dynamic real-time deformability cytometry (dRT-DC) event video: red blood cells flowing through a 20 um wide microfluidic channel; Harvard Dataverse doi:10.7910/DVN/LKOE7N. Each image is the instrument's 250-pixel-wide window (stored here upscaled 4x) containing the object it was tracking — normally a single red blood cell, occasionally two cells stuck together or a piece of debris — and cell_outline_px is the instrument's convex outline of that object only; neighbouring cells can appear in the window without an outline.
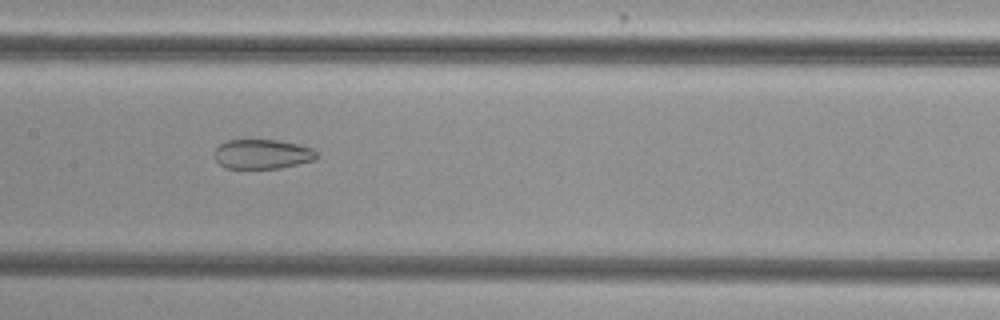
{"species": "common noctule bat (a hibernating species)", "species_latin": "Nyctalus noctula", "temperature_condition": "cold", "stored_images_in_passage": 52, "camera_frame_rate_fps": 3000, "um_per_image_px": 0.085, "animal": {"sex": "female", "body_mass_g": 29.2, "forearm_length_mm": 56.3}, "frame": {"image": 1, "passage_image": 25, "time_ms": 8.0, "image_size_px": [1000, 320], "cell_outline_px": [[320, 156], [316, 160], [280, 168], [224, 168], [216, 160], [216, 148], [220, 144], [228, 140], [280, 140], [312, 148]], "centroid_in_image_um": [22.34, 13.1], "position_along_channel_um": 185.1, "area_um2": 17.57}}
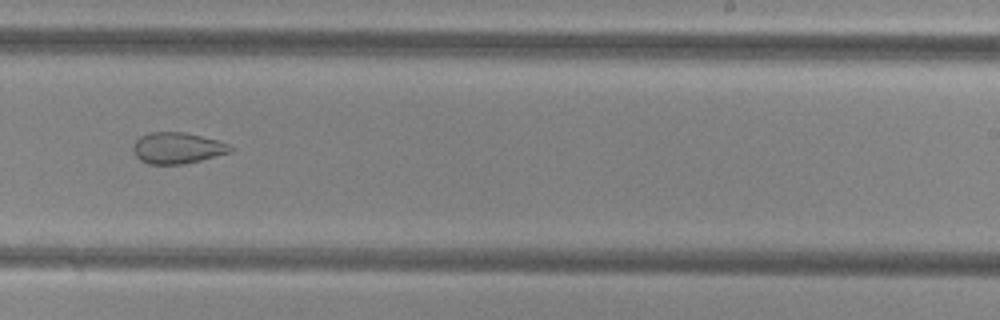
{"frame": {"image": 2, "passage_image": 32, "time_ms": 10.333, "image_size_px": [1000, 320], "cell_outline_px": [[236, 148], [232, 152], [184, 164], [148, 164], [140, 160], [136, 156], [132, 148], [136, 140], [140, 136], [148, 132], [184, 132], [232, 144]], "centroid_in_image_um": [15.1, 12.58], "position_along_channel_um": 273.9, "area_um2": 17.8}}
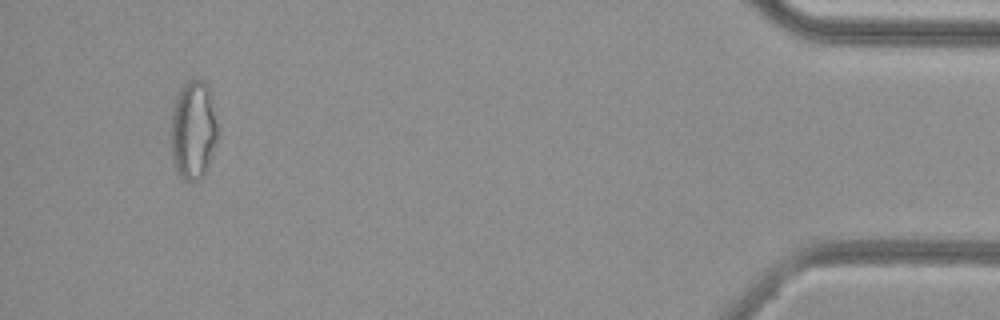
{"frame": {"image": 3, "passage_image": 49, "time_ms": 16.0, "image_size_px": [1000, 320], "cell_outline_px": [[216, 144], [208, 168], [204, 176], [200, 180], [184, 180], [176, 172], [172, 160], [172, 108], [176, 96], [184, 84], [188, 80], [204, 80], [208, 84], [216, 124]], "centroid_in_image_um": [16.42, 11.09], "position_along_channel_um": 418.8, "area_um2": 26.76}, "authors_computed_cell_mechanics": {"area_um2": 23.9581, "velocity_mm_per_s": 3.8136, "shape_relaxation_time_tau1_ms": null, "shape_relaxation_time_tau2_ms": 1.8016, "deformation_change_tau1": null, "deformation_change_tau2": 0.0801}}